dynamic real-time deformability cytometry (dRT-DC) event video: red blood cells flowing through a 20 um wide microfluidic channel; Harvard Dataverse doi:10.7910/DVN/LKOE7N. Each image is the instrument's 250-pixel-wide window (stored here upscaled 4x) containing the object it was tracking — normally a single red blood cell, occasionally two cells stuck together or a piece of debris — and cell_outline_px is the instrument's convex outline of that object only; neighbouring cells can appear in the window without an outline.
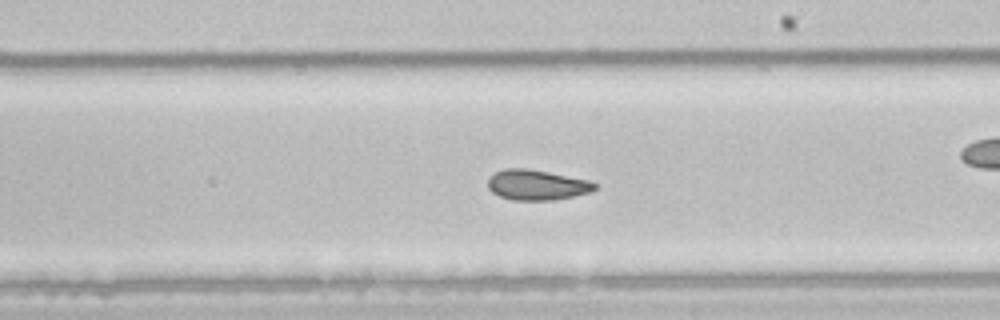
{"species": "common noctule bat (a hibernating species)", "species_latin": "Nyctalus noctula", "temperature_condition": "room temperature", "stored_images_in_passage": 39, "camera_frame_rate_fps": 3000, "um_per_image_px": 0.085, "animal": {"sex": "male", "body_mass_g": 21.5, "forearm_length_mm": 52.0}, "frame": {"image": 1, "passage_image": 17, "time_ms": 5.333, "image_size_px": [1000, 320], "cell_outline_px": [[600, 184], [592, 192], [552, 200], [512, 200], [500, 196], [492, 192], [488, 188], [488, 180], [496, 172], [504, 168], [524, 168], [548, 172], [588, 180]], "centroid_in_image_um": [45.65, 15.72], "position_along_channel_um": 243.3, "area_um2": 18.79}, "authors_computed_cell_mechanics": {"area_um2": 19.8832, "velocity_mm_per_s": 3.981, "shape_relaxation_time_tau1_ms": null, "shape_relaxation_time_tau2_ms": 1.9815, "deformation_change_tau1": null, "deformation_change_tau2": 0.0521}}